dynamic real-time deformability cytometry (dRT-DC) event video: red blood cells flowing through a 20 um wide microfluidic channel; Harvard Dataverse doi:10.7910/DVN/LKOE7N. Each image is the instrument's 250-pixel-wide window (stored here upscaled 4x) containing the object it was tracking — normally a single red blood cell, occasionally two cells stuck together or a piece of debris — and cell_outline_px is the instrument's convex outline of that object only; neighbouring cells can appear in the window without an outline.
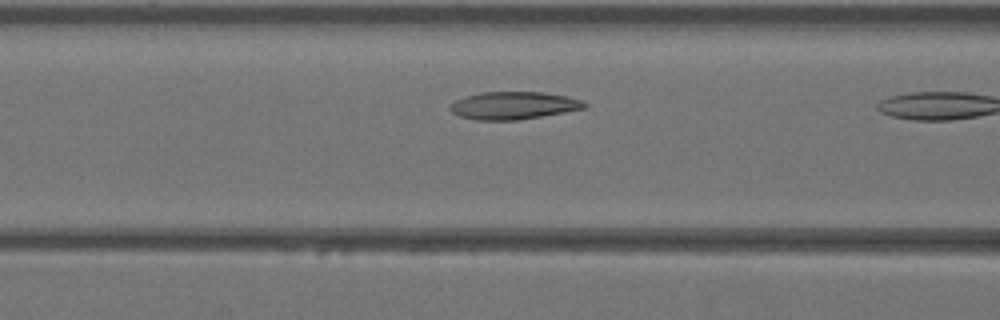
{"species": "Egyptian fruit bat (a non-hibernating species)", "species_latin": "Rousettus aegyptiacus", "temperature_condition": "warm", "stored_images_in_passage": 6, "camera_frame_rate_fps": 3000, "um_per_image_px": 0.085, "animal": {"sex": "female"}, "frame": {"image": 1, "passage_image": 5, "time_ms": 1.333, "image_size_px": [1000, 320], "cell_outline_px": [[588, 104], [584, 108], [564, 112], [516, 120], [476, 120], [460, 116], [452, 112], [448, 108], [448, 104], [464, 96], [480, 92], [540, 92], [568, 96], [584, 100]], "centroid_in_image_um": [43.62, 8.96], "position_along_channel_um": 123.0, "area_um2": 21.68}}